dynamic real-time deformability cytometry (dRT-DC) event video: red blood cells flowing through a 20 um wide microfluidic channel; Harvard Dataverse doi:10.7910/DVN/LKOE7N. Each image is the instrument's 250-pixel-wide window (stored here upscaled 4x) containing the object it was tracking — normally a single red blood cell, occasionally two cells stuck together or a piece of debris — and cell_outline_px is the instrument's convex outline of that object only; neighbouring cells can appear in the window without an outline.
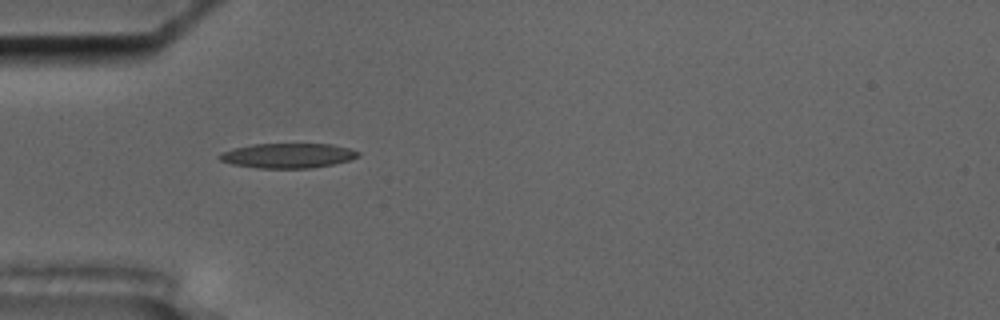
{"species": "common noctule bat (a hibernating species)", "species_latin": "Nyctalus noctula", "temperature_condition": "cold", "stored_images_in_passage": 41, "camera_frame_rate_fps": 3000, "um_per_image_px": 0.085, "animal": {"sex": "male", "body_mass_g": 17.5, "forearm_length_mm": 52.3}, "frame": {"image": 1, "passage_image": 2, "time_ms": 0.333, "image_size_px": [1000, 320], "cell_outline_px": [[360, 156], [348, 160], [332, 164], [312, 168], [256, 168], [232, 164], [220, 160], [216, 156], [232, 148], [252, 144], [332, 144], [348, 148], [360, 152]], "centroid_in_image_um": [24.45, 13.22], "position_along_channel_um": 60.6, "area_um2": 20.0}}
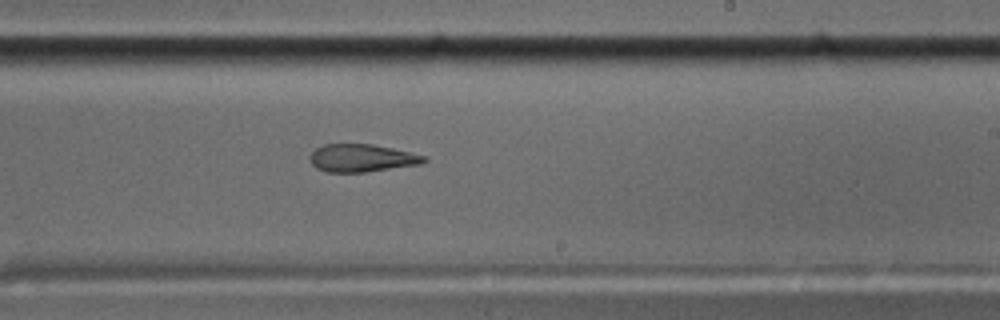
{"frame": {"image": 2, "passage_image": 19, "time_ms": 6.0, "image_size_px": [1000, 320], "cell_outline_px": [[428, 160], [420, 164], [364, 172], [324, 172], [316, 168], [312, 164], [308, 156], [316, 148], [324, 144], [372, 144], [392, 148], [428, 156]], "centroid_in_image_um": [30.74, 13.43], "position_along_channel_um": 258.3, "area_um2": 18.5}}
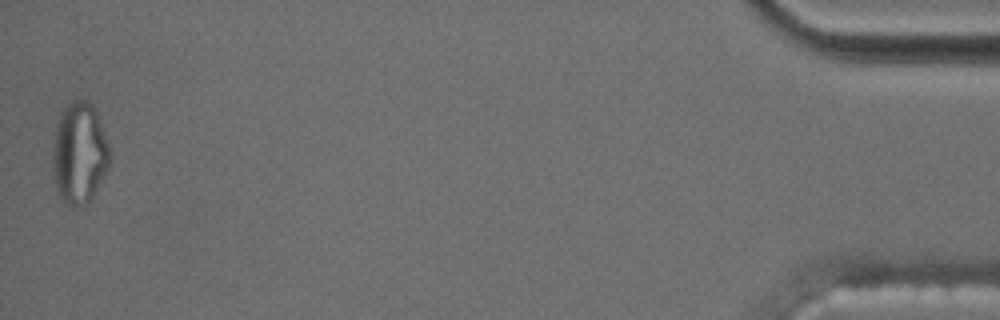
{"frame": {"image": 3, "passage_image": 41, "time_ms": 13.333, "image_size_px": [1000, 320], "cell_outline_px": [[112, 156], [108, 168], [92, 196], [84, 204], [64, 204], [60, 196], [56, 184], [52, 156], [56, 128], [60, 112], [72, 100], [88, 100], [96, 108], [112, 152]], "centroid_in_image_um": [6.78, 12.94], "position_along_channel_um": 428.4, "area_um2": 33.58}, "authors_computed_cell_mechanics": {"area_um2": 20.0566, "velocity_mm_per_s": 3.5465, "shape_relaxation_time_tau1_ms": null, "shape_relaxation_time_tau2_ms": 1.8596, "deformation_change_tau1": null, "deformation_change_tau2": 0.0879}}